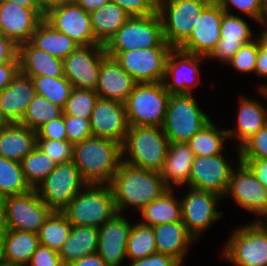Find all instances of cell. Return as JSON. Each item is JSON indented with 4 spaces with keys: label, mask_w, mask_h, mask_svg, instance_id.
Instances as JSON below:
<instances>
[{
    "label": "cell",
    "mask_w": 267,
    "mask_h": 266,
    "mask_svg": "<svg viewBox=\"0 0 267 266\" xmlns=\"http://www.w3.org/2000/svg\"><path fill=\"white\" fill-rule=\"evenodd\" d=\"M130 17L121 7L111 2L91 12V27L96 40L105 46Z\"/></svg>",
    "instance_id": "34"
},
{
    "label": "cell",
    "mask_w": 267,
    "mask_h": 266,
    "mask_svg": "<svg viewBox=\"0 0 267 266\" xmlns=\"http://www.w3.org/2000/svg\"><path fill=\"white\" fill-rule=\"evenodd\" d=\"M194 157L187 143H170L163 169L160 172L168 188L189 183Z\"/></svg>",
    "instance_id": "30"
},
{
    "label": "cell",
    "mask_w": 267,
    "mask_h": 266,
    "mask_svg": "<svg viewBox=\"0 0 267 266\" xmlns=\"http://www.w3.org/2000/svg\"><path fill=\"white\" fill-rule=\"evenodd\" d=\"M106 57L104 45L79 46L63 60L64 76L73 88L95 91L100 66Z\"/></svg>",
    "instance_id": "13"
},
{
    "label": "cell",
    "mask_w": 267,
    "mask_h": 266,
    "mask_svg": "<svg viewBox=\"0 0 267 266\" xmlns=\"http://www.w3.org/2000/svg\"><path fill=\"white\" fill-rule=\"evenodd\" d=\"M28 264L29 266H64L57 251L41 244L32 254Z\"/></svg>",
    "instance_id": "51"
},
{
    "label": "cell",
    "mask_w": 267,
    "mask_h": 266,
    "mask_svg": "<svg viewBox=\"0 0 267 266\" xmlns=\"http://www.w3.org/2000/svg\"><path fill=\"white\" fill-rule=\"evenodd\" d=\"M37 95L43 96L55 105L66 106L73 86L65 77L37 76L31 78Z\"/></svg>",
    "instance_id": "40"
},
{
    "label": "cell",
    "mask_w": 267,
    "mask_h": 266,
    "mask_svg": "<svg viewBox=\"0 0 267 266\" xmlns=\"http://www.w3.org/2000/svg\"><path fill=\"white\" fill-rule=\"evenodd\" d=\"M233 170L226 191L242 208L257 215L267 214V188L242 162Z\"/></svg>",
    "instance_id": "19"
},
{
    "label": "cell",
    "mask_w": 267,
    "mask_h": 266,
    "mask_svg": "<svg viewBox=\"0 0 267 266\" xmlns=\"http://www.w3.org/2000/svg\"><path fill=\"white\" fill-rule=\"evenodd\" d=\"M20 163L25 180L32 189H35L57 166V163L37 146Z\"/></svg>",
    "instance_id": "39"
},
{
    "label": "cell",
    "mask_w": 267,
    "mask_h": 266,
    "mask_svg": "<svg viewBox=\"0 0 267 266\" xmlns=\"http://www.w3.org/2000/svg\"><path fill=\"white\" fill-rule=\"evenodd\" d=\"M263 1V5L265 7V10L267 11V0H262Z\"/></svg>",
    "instance_id": "66"
},
{
    "label": "cell",
    "mask_w": 267,
    "mask_h": 266,
    "mask_svg": "<svg viewBox=\"0 0 267 266\" xmlns=\"http://www.w3.org/2000/svg\"><path fill=\"white\" fill-rule=\"evenodd\" d=\"M170 95L162 82L137 83L124 102L129 126L162 127Z\"/></svg>",
    "instance_id": "5"
},
{
    "label": "cell",
    "mask_w": 267,
    "mask_h": 266,
    "mask_svg": "<svg viewBox=\"0 0 267 266\" xmlns=\"http://www.w3.org/2000/svg\"><path fill=\"white\" fill-rule=\"evenodd\" d=\"M37 139L67 140L64 114L43 124L36 130Z\"/></svg>",
    "instance_id": "50"
},
{
    "label": "cell",
    "mask_w": 267,
    "mask_h": 266,
    "mask_svg": "<svg viewBox=\"0 0 267 266\" xmlns=\"http://www.w3.org/2000/svg\"><path fill=\"white\" fill-rule=\"evenodd\" d=\"M171 189L168 188L140 211L143 217L140 223L153 227L182 221L181 203L173 196Z\"/></svg>",
    "instance_id": "35"
},
{
    "label": "cell",
    "mask_w": 267,
    "mask_h": 266,
    "mask_svg": "<svg viewBox=\"0 0 267 266\" xmlns=\"http://www.w3.org/2000/svg\"><path fill=\"white\" fill-rule=\"evenodd\" d=\"M110 186L119 213L131 206L141 211L168 189L159 172L135 167L123 161Z\"/></svg>",
    "instance_id": "2"
},
{
    "label": "cell",
    "mask_w": 267,
    "mask_h": 266,
    "mask_svg": "<svg viewBox=\"0 0 267 266\" xmlns=\"http://www.w3.org/2000/svg\"><path fill=\"white\" fill-rule=\"evenodd\" d=\"M260 35L262 36L263 41L267 43V28L265 29V31H262Z\"/></svg>",
    "instance_id": "64"
},
{
    "label": "cell",
    "mask_w": 267,
    "mask_h": 266,
    "mask_svg": "<svg viewBox=\"0 0 267 266\" xmlns=\"http://www.w3.org/2000/svg\"><path fill=\"white\" fill-rule=\"evenodd\" d=\"M36 95L32 79L21 73L0 91V113L7 123H20Z\"/></svg>",
    "instance_id": "23"
},
{
    "label": "cell",
    "mask_w": 267,
    "mask_h": 266,
    "mask_svg": "<svg viewBox=\"0 0 267 266\" xmlns=\"http://www.w3.org/2000/svg\"><path fill=\"white\" fill-rule=\"evenodd\" d=\"M172 47H149L133 51H106L137 83L163 82L166 60Z\"/></svg>",
    "instance_id": "11"
},
{
    "label": "cell",
    "mask_w": 267,
    "mask_h": 266,
    "mask_svg": "<svg viewBox=\"0 0 267 266\" xmlns=\"http://www.w3.org/2000/svg\"><path fill=\"white\" fill-rule=\"evenodd\" d=\"M39 245L36 233L5 230L0 261L10 266H27Z\"/></svg>",
    "instance_id": "29"
},
{
    "label": "cell",
    "mask_w": 267,
    "mask_h": 266,
    "mask_svg": "<svg viewBox=\"0 0 267 266\" xmlns=\"http://www.w3.org/2000/svg\"><path fill=\"white\" fill-rule=\"evenodd\" d=\"M31 189L25 180L21 163L0 157V201L8 196L27 193Z\"/></svg>",
    "instance_id": "38"
},
{
    "label": "cell",
    "mask_w": 267,
    "mask_h": 266,
    "mask_svg": "<svg viewBox=\"0 0 267 266\" xmlns=\"http://www.w3.org/2000/svg\"><path fill=\"white\" fill-rule=\"evenodd\" d=\"M29 42L34 47L61 60L80 46L73 39L56 30L45 19L39 23Z\"/></svg>",
    "instance_id": "31"
},
{
    "label": "cell",
    "mask_w": 267,
    "mask_h": 266,
    "mask_svg": "<svg viewBox=\"0 0 267 266\" xmlns=\"http://www.w3.org/2000/svg\"><path fill=\"white\" fill-rule=\"evenodd\" d=\"M119 212L98 229L97 253L108 266H119L126 257V245L132 224Z\"/></svg>",
    "instance_id": "21"
},
{
    "label": "cell",
    "mask_w": 267,
    "mask_h": 266,
    "mask_svg": "<svg viewBox=\"0 0 267 266\" xmlns=\"http://www.w3.org/2000/svg\"><path fill=\"white\" fill-rule=\"evenodd\" d=\"M224 10L213 0L198 17L190 37L179 47L180 50L208 57L217 46Z\"/></svg>",
    "instance_id": "17"
},
{
    "label": "cell",
    "mask_w": 267,
    "mask_h": 266,
    "mask_svg": "<svg viewBox=\"0 0 267 266\" xmlns=\"http://www.w3.org/2000/svg\"><path fill=\"white\" fill-rule=\"evenodd\" d=\"M209 121L192 94H171L162 130L170 143H187Z\"/></svg>",
    "instance_id": "7"
},
{
    "label": "cell",
    "mask_w": 267,
    "mask_h": 266,
    "mask_svg": "<svg viewBox=\"0 0 267 266\" xmlns=\"http://www.w3.org/2000/svg\"><path fill=\"white\" fill-rule=\"evenodd\" d=\"M136 84L114 58L107 56L101 63L95 92L100 98L124 103Z\"/></svg>",
    "instance_id": "24"
},
{
    "label": "cell",
    "mask_w": 267,
    "mask_h": 266,
    "mask_svg": "<svg viewBox=\"0 0 267 266\" xmlns=\"http://www.w3.org/2000/svg\"><path fill=\"white\" fill-rule=\"evenodd\" d=\"M265 16H267V11H266V15ZM265 21H267V17H265V19H264V25L266 26V28H267V25L265 24V23H267V22H265Z\"/></svg>",
    "instance_id": "68"
},
{
    "label": "cell",
    "mask_w": 267,
    "mask_h": 266,
    "mask_svg": "<svg viewBox=\"0 0 267 266\" xmlns=\"http://www.w3.org/2000/svg\"><path fill=\"white\" fill-rule=\"evenodd\" d=\"M224 12L229 13V4L235 6L236 9L243 12L247 16L254 18L261 24L264 23L266 10L262 0H215Z\"/></svg>",
    "instance_id": "47"
},
{
    "label": "cell",
    "mask_w": 267,
    "mask_h": 266,
    "mask_svg": "<svg viewBox=\"0 0 267 266\" xmlns=\"http://www.w3.org/2000/svg\"><path fill=\"white\" fill-rule=\"evenodd\" d=\"M157 253L153 227L132 225L126 245V258L137 260Z\"/></svg>",
    "instance_id": "42"
},
{
    "label": "cell",
    "mask_w": 267,
    "mask_h": 266,
    "mask_svg": "<svg viewBox=\"0 0 267 266\" xmlns=\"http://www.w3.org/2000/svg\"><path fill=\"white\" fill-rule=\"evenodd\" d=\"M237 124L238 129L227 130L228 138L238 137L239 148L261 128L267 124V111L256 101L241 98L239 103ZM265 108V109H264Z\"/></svg>",
    "instance_id": "33"
},
{
    "label": "cell",
    "mask_w": 267,
    "mask_h": 266,
    "mask_svg": "<svg viewBox=\"0 0 267 266\" xmlns=\"http://www.w3.org/2000/svg\"><path fill=\"white\" fill-rule=\"evenodd\" d=\"M75 3L90 14L110 3V0H76Z\"/></svg>",
    "instance_id": "58"
},
{
    "label": "cell",
    "mask_w": 267,
    "mask_h": 266,
    "mask_svg": "<svg viewBox=\"0 0 267 266\" xmlns=\"http://www.w3.org/2000/svg\"><path fill=\"white\" fill-rule=\"evenodd\" d=\"M8 123L6 122V120L2 117L1 113H0V129L4 128Z\"/></svg>",
    "instance_id": "62"
},
{
    "label": "cell",
    "mask_w": 267,
    "mask_h": 266,
    "mask_svg": "<svg viewBox=\"0 0 267 266\" xmlns=\"http://www.w3.org/2000/svg\"><path fill=\"white\" fill-rule=\"evenodd\" d=\"M92 136L123 144L129 124L124 103L98 97L91 113Z\"/></svg>",
    "instance_id": "20"
},
{
    "label": "cell",
    "mask_w": 267,
    "mask_h": 266,
    "mask_svg": "<svg viewBox=\"0 0 267 266\" xmlns=\"http://www.w3.org/2000/svg\"><path fill=\"white\" fill-rule=\"evenodd\" d=\"M170 142L162 127L129 126L122 144V155L127 152L128 159L122 158L135 167L161 172Z\"/></svg>",
    "instance_id": "3"
},
{
    "label": "cell",
    "mask_w": 267,
    "mask_h": 266,
    "mask_svg": "<svg viewBox=\"0 0 267 266\" xmlns=\"http://www.w3.org/2000/svg\"><path fill=\"white\" fill-rule=\"evenodd\" d=\"M5 230L6 229H5L3 218H2V214H1V211H0V260H1L3 236H4Z\"/></svg>",
    "instance_id": "61"
},
{
    "label": "cell",
    "mask_w": 267,
    "mask_h": 266,
    "mask_svg": "<svg viewBox=\"0 0 267 266\" xmlns=\"http://www.w3.org/2000/svg\"><path fill=\"white\" fill-rule=\"evenodd\" d=\"M234 168L222 154L214 156H195L188 186L208 191L219 196L226 195L229 180Z\"/></svg>",
    "instance_id": "16"
},
{
    "label": "cell",
    "mask_w": 267,
    "mask_h": 266,
    "mask_svg": "<svg viewBox=\"0 0 267 266\" xmlns=\"http://www.w3.org/2000/svg\"><path fill=\"white\" fill-rule=\"evenodd\" d=\"M149 47H171L163 37L159 13L131 16L105 45L106 51H133Z\"/></svg>",
    "instance_id": "9"
},
{
    "label": "cell",
    "mask_w": 267,
    "mask_h": 266,
    "mask_svg": "<svg viewBox=\"0 0 267 266\" xmlns=\"http://www.w3.org/2000/svg\"><path fill=\"white\" fill-rule=\"evenodd\" d=\"M264 217H265V220H264L265 223L261 220H258V221H260L267 228V214Z\"/></svg>",
    "instance_id": "65"
},
{
    "label": "cell",
    "mask_w": 267,
    "mask_h": 266,
    "mask_svg": "<svg viewBox=\"0 0 267 266\" xmlns=\"http://www.w3.org/2000/svg\"><path fill=\"white\" fill-rule=\"evenodd\" d=\"M69 204L61 210L67 220L76 226L100 228L117 213L110 185H86Z\"/></svg>",
    "instance_id": "4"
},
{
    "label": "cell",
    "mask_w": 267,
    "mask_h": 266,
    "mask_svg": "<svg viewBox=\"0 0 267 266\" xmlns=\"http://www.w3.org/2000/svg\"><path fill=\"white\" fill-rule=\"evenodd\" d=\"M98 97L93 90L73 88L64 108V114L90 119Z\"/></svg>",
    "instance_id": "43"
},
{
    "label": "cell",
    "mask_w": 267,
    "mask_h": 266,
    "mask_svg": "<svg viewBox=\"0 0 267 266\" xmlns=\"http://www.w3.org/2000/svg\"><path fill=\"white\" fill-rule=\"evenodd\" d=\"M190 188V192L182 200V222L187 231L195 238L207 229L212 222L222 216V212H217L216 205L221 196L199 189Z\"/></svg>",
    "instance_id": "15"
},
{
    "label": "cell",
    "mask_w": 267,
    "mask_h": 266,
    "mask_svg": "<svg viewBox=\"0 0 267 266\" xmlns=\"http://www.w3.org/2000/svg\"><path fill=\"white\" fill-rule=\"evenodd\" d=\"M98 228L72 225L68 239L58 252L64 266L86 255L97 253Z\"/></svg>",
    "instance_id": "32"
},
{
    "label": "cell",
    "mask_w": 267,
    "mask_h": 266,
    "mask_svg": "<svg viewBox=\"0 0 267 266\" xmlns=\"http://www.w3.org/2000/svg\"><path fill=\"white\" fill-rule=\"evenodd\" d=\"M86 185L88 184L82 179L72 161L57 164L56 168L35 189L48 207L53 211H61Z\"/></svg>",
    "instance_id": "12"
},
{
    "label": "cell",
    "mask_w": 267,
    "mask_h": 266,
    "mask_svg": "<svg viewBox=\"0 0 267 266\" xmlns=\"http://www.w3.org/2000/svg\"><path fill=\"white\" fill-rule=\"evenodd\" d=\"M64 114V109L53 104L48 99L40 95H35L30 102L28 109L20 124L32 130H37L43 124Z\"/></svg>",
    "instance_id": "41"
},
{
    "label": "cell",
    "mask_w": 267,
    "mask_h": 266,
    "mask_svg": "<svg viewBox=\"0 0 267 266\" xmlns=\"http://www.w3.org/2000/svg\"><path fill=\"white\" fill-rule=\"evenodd\" d=\"M44 19L80 46L101 45L92 31L90 14L76 3L49 8Z\"/></svg>",
    "instance_id": "14"
},
{
    "label": "cell",
    "mask_w": 267,
    "mask_h": 266,
    "mask_svg": "<svg viewBox=\"0 0 267 266\" xmlns=\"http://www.w3.org/2000/svg\"><path fill=\"white\" fill-rule=\"evenodd\" d=\"M0 266H10V265H8L7 263H4V262H1L0 261Z\"/></svg>",
    "instance_id": "67"
},
{
    "label": "cell",
    "mask_w": 267,
    "mask_h": 266,
    "mask_svg": "<svg viewBox=\"0 0 267 266\" xmlns=\"http://www.w3.org/2000/svg\"><path fill=\"white\" fill-rule=\"evenodd\" d=\"M19 62L18 46L0 33V64Z\"/></svg>",
    "instance_id": "53"
},
{
    "label": "cell",
    "mask_w": 267,
    "mask_h": 266,
    "mask_svg": "<svg viewBox=\"0 0 267 266\" xmlns=\"http://www.w3.org/2000/svg\"><path fill=\"white\" fill-rule=\"evenodd\" d=\"M201 59H204L203 56L191 54L179 48H173L169 52L165 65V73L162 82L165 89L170 94H191V83H193L199 73L198 66L200 65ZM170 76L173 78V81L171 80L168 82V77ZM188 76H191L190 80Z\"/></svg>",
    "instance_id": "22"
},
{
    "label": "cell",
    "mask_w": 267,
    "mask_h": 266,
    "mask_svg": "<svg viewBox=\"0 0 267 266\" xmlns=\"http://www.w3.org/2000/svg\"><path fill=\"white\" fill-rule=\"evenodd\" d=\"M153 232L157 253L169 255L182 265L188 244L195 240L183 222L159 224L153 226Z\"/></svg>",
    "instance_id": "28"
},
{
    "label": "cell",
    "mask_w": 267,
    "mask_h": 266,
    "mask_svg": "<svg viewBox=\"0 0 267 266\" xmlns=\"http://www.w3.org/2000/svg\"><path fill=\"white\" fill-rule=\"evenodd\" d=\"M129 266H182L173 257L155 253L142 259L133 260Z\"/></svg>",
    "instance_id": "52"
},
{
    "label": "cell",
    "mask_w": 267,
    "mask_h": 266,
    "mask_svg": "<svg viewBox=\"0 0 267 266\" xmlns=\"http://www.w3.org/2000/svg\"><path fill=\"white\" fill-rule=\"evenodd\" d=\"M259 91L263 93L264 97H267V85L262 87L260 86Z\"/></svg>",
    "instance_id": "63"
},
{
    "label": "cell",
    "mask_w": 267,
    "mask_h": 266,
    "mask_svg": "<svg viewBox=\"0 0 267 266\" xmlns=\"http://www.w3.org/2000/svg\"><path fill=\"white\" fill-rule=\"evenodd\" d=\"M254 176L267 188V159H239Z\"/></svg>",
    "instance_id": "54"
},
{
    "label": "cell",
    "mask_w": 267,
    "mask_h": 266,
    "mask_svg": "<svg viewBox=\"0 0 267 266\" xmlns=\"http://www.w3.org/2000/svg\"><path fill=\"white\" fill-rule=\"evenodd\" d=\"M122 158V145L114 140L92 136L74 144L73 162L88 185H110Z\"/></svg>",
    "instance_id": "1"
},
{
    "label": "cell",
    "mask_w": 267,
    "mask_h": 266,
    "mask_svg": "<svg viewBox=\"0 0 267 266\" xmlns=\"http://www.w3.org/2000/svg\"><path fill=\"white\" fill-rule=\"evenodd\" d=\"M130 16H148L158 13V0H110Z\"/></svg>",
    "instance_id": "49"
},
{
    "label": "cell",
    "mask_w": 267,
    "mask_h": 266,
    "mask_svg": "<svg viewBox=\"0 0 267 266\" xmlns=\"http://www.w3.org/2000/svg\"><path fill=\"white\" fill-rule=\"evenodd\" d=\"M254 72L259 76L267 77V43L263 41L262 36L259 37L257 61Z\"/></svg>",
    "instance_id": "56"
},
{
    "label": "cell",
    "mask_w": 267,
    "mask_h": 266,
    "mask_svg": "<svg viewBox=\"0 0 267 266\" xmlns=\"http://www.w3.org/2000/svg\"><path fill=\"white\" fill-rule=\"evenodd\" d=\"M6 230L38 234L46 219L53 212L39 197L36 189L27 193L8 196L0 201Z\"/></svg>",
    "instance_id": "8"
},
{
    "label": "cell",
    "mask_w": 267,
    "mask_h": 266,
    "mask_svg": "<svg viewBox=\"0 0 267 266\" xmlns=\"http://www.w3.org/2000/svg\"><path fill=\"white\" fill-rule=\"evenodd\" d=\"M227 130H221L210 120L187 142L194 156H214L224 148Z\"/></svg>",
    "instance_id": "36"
},
{
    "label": "cell",
    "mask_w": 267,
    "mask_h": 266,
    "mask_svg": "<svg viewBox=\"0 0 267 266\" xmlns=\"http://www.w3.org/2000/svg\"><path fill=\"white\" fill-rule=\"evenodd\" d=\"M37 147L57 164L73 161L74 145L68 140L37 139Z\"/></svg>",
    "instance_id": "44"
},
{
    "label": "cell",
    "mask_w": 267,
    "mask_h": 266,
    "mask_svg": "<svg viewBox=\"0 0 267 266\" xmlns=\"http://www.w3.org/2000/svg\"><path fill=\"white\" fill-rule=\"evenodd\" d=\"M18 57L20 73L26 77L48 76L59 78L64 76L63 60L34 47L30 42L18 46Z\"/></svg>",
    "instance_id": "26"
},
{
    "label": "cell",
    "mask_w": 267,
    "mask_h": 266,
    "mask_svg": "<svg viewBox=\"0 0 267 266\" xmlns=\"http://www.w3.org/2000/svg\"><path fill=\"white\" fill-rule=\"evenodd\" d=\"M67 140L73 145L92 137L90 119L64 114Z\"/></svg>",
    "instance_id": "48"
},
{
    "label": "cell",
    "mask_w": 267,
    "mask_h": 266,
    "mask_svg": "<svg viewBox=\"0 0 267 266\" xmlns=\"http://www.w3.org/2000/svg\"><path fill=\"white\" fill-rule=\"evenodd\" d=\"M242 45L229 62L232 67L240 72H254L257 61L259 38Z\"/></svg>",
    "instance_id": "46"
},
{
    "label": "cell",
    "mask_w": 267,
    "mask_h": 266,
    "mask_svg": "<svg viewBox=\"0 0 267 266\" xmlns=\"http://www.w3.org/2000/svg\"><path fill=\"white\" fill-rule=\"evenodd\" d=\"M223 253L236 266H267V228L255 221L236 229Z\"/></svg>",
    "instance_id": "10"
},
{
    "label": "cell",
    "mask_w": 267,
    "mask_h": 266,
    "mask_svg": "<svg viewBox=\"0 0 267 266\" xmlns=\"http://www.w3.org/2000/svg\"><path fill=\"white\" fill-rule=\"evenodd\" d=\"M44 17V8H24L16 3L0 2V33L19 46L29 42Z\"/></svg>",
    "instance_id": "18"
},
{
    "label": "cell",
    "mask_w": 267,
    "mask_h": 266,
    "mask_svg": "<svg viewBox=\"0 0 267 266\" xmlns=\"http://www.w3.org/2000/svg\"><path fill=\"white\" fill-rule=\"evenodd\" d=\"M239 149V159H267V124Z\"/></svg>",
    "instance_id": "45"
},
{
    "label": "cell",
    "mask_w": 267,
    "mask_h": 266,
    "mask_svg": "<svg viewBox=\"0 0 267 266\" xmlns=\"http://www.w3.org/2000/svg\"><path fill=\"white\" fill-rule=\"evenodd\" d=\"M36 146L35 130L20 123H8L0 129V157L21 162Z\"/></svg>",
    "instance_id": "27"
},
{
    "label": "cell",
    "mask_w": 267,
    "mask_h": 266,
    "mask_svg": "<svg viewBox=\"0 0 267 266\" xmlns=\"http://www.w3.org/2000/svg\"><path fill=\"white\" fill-rule=\"evenodd\" d=\"M212 1L158 0L164 40L172 48H179L190 37L198 17Z\"/></svg>",
    "instance_id": "6"
},
{
    "label": "cell",
    "mask_w": 267,
    "mask_h": 266,
    "mask_svg": "<svg viewBox=\"0 0 267 266\" xmlns=\"http://www.w3.org/2000/svg\"><path fill=\"white\" fill-rule=\"evenodd\" d=\"M0 2H12L24 8H43L40 0H0Z\"/></svg>",
    "instance_id": "59"
},
{
    "label": "cell",
    "mask_w": 267,
    "mask_h": 266,
    "mask_svg": "<svg viewBox=\"0 0 267 266\" xmlns=\"http://www.w3.org/2000/svg\"><path fill=\"white\" fill-rule=\"evenodd\" d=\"M220 40L208 56L229 63L242 45L253 40L251 28L239 16L224 12L220 26Z\"/></svg>",
    "instance_id": "25"
},
{
    "label": "cell",
    "mask_w": 267,
    "mask_h": 266,
    "mask_svg": "<svg viewBox=\"0 0 267 266\" xmlns=\"http://www.w3.org/2000/svg\"><path fill=\"white\" fill-rule=\"evenodd\" d=\"M20 73V62L0 64V91L5 89Z\"/></svg>",
    "instance_id": "55"
},
{
    "label": "cell",
    "mask_w": 267,
    "mask_h": 266,
    "mask_svg": "<svg viewBox=\"0 0 267 266\" xmlns=\"http://www.w3.org/2000/svg\"><path fill=\"white\" fill-rule=\"evenodd\" d=\"M68 266H108L98 253L86 255Z\"/></svg>",
    "instance_id": "57"
},
{
    "label": "cell",
    "mask_w": 267,
    "mask_h": 266,
    "mask_svg": "<svg viewBox=\"0 0 267 266\" xmlns=\"http://www.w3.org/2000/svg\"><path fill=\"white\" fill-rule=\"evenodd\" d=\"M71 229L66 216L61 211H53L38 232L40 244L59 252Z\"/></svg>",
    "instance_id": "37"
},
{
    "label": "cell",
    "mask_w": 267,
    "mask_h": 266,
    "mask_svg": "<svg viewBox=\"0 0 267 266\" xmlns=\"http://www.w3.org/2000/svg\"><path fill=\"white\" fill-rule=\"evenodd\" d=\"M76 0H44L42 2V6L44 10L46 11L49 8L59 6V5H64V4H71L75 3Z\"/></svg>",
    "instance_id": "60"
}]
</instances>
